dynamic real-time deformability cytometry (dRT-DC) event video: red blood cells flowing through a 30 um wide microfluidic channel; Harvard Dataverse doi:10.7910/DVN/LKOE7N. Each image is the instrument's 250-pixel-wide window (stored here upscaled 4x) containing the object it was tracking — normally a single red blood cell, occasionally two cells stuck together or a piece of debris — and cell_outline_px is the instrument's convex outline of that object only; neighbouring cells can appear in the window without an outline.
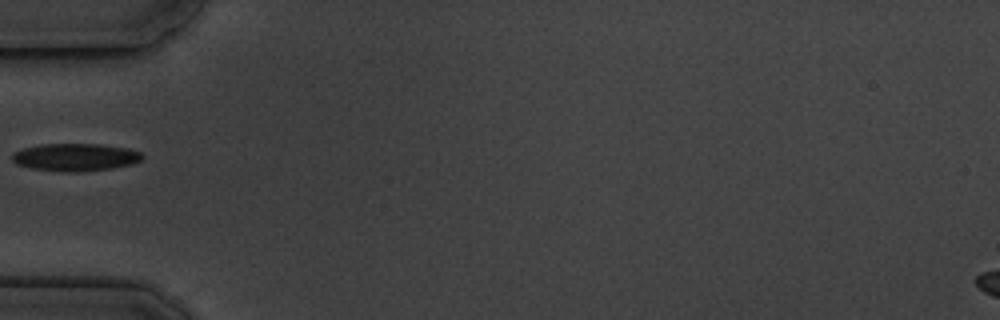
{"species": "common noctule bat (a hibernating species)", "species_latin": "Nyctalus noctula", "temperature_condition": "cold", "stored_images_in_passage": 3, "camera_frame_rate_fps": 3000, "um_per_image_px": 0.085, "animal": {"sex": "male", "body_mass_g": 19.5, "forearm_length_mm": 54.6}, "frame": {"image": 1, "passage_image": 1, "time_ms": 0.0, "image_size_px": [1000, 320], "cell_outline_px": [[144, 156], [140, 160], [132, 164], [112, 168], [72, 172], [64, 172], [32, 168], [16, 164], [12, 160], [12, 152], [24, 148], [40, 144], [100, 144], [128, 148], [140, 152]], "centroid_in_image_um": [6.39, 13.35], "position_along_channel_um": 78.6, "area_um2": 20.87}}
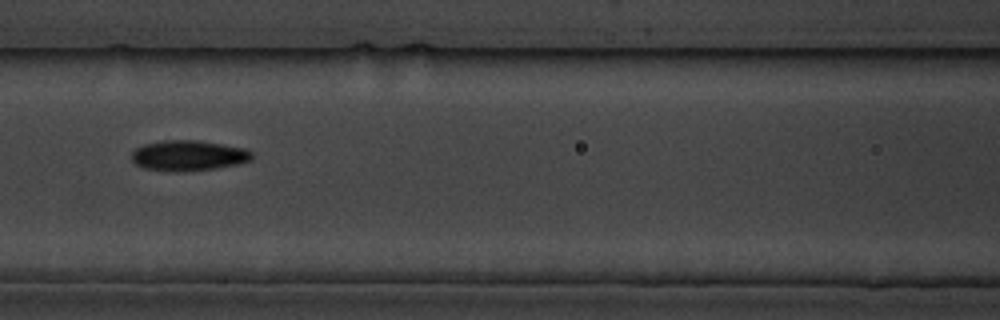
{"frame": {"image": 2, "passage_image": 3, "time_ms": 2.0, "image_size_px": [1000, 320], "cell_outline_px": [[252, 160], [236, 164], [216, 168], [144, 168], [136, 164], [132, 160], [132, 152], [136, 148], [144, 144], [172, 140], [200, 140], [248, 148], [252, 152]], "centroid_in_image_um": [16.1, 13.15], "position_along_channel_um": 150.5, "area_um2": 20.29}}